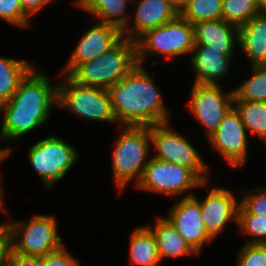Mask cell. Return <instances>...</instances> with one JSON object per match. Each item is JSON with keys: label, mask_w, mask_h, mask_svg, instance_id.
Here are the masks:
<instances>
[{"label": "cell", "mask_w": 266, "mask_h": 266, "mask_svg": "<svg viewBox=\"0 0 266 266\" xmlns=\"http://www.w3.org/2000/svg\"><path fill=\"white\" fill-rule=\"evenodd\" d=\"M234 50L209 49L204 45H194L190 57L192 69L195 71L196 84L218 85V79L227 76L231 68Z\"/></svg>", "instance_id": "obj_17"}, {"label": "cell", "mask_w": 266, "mask_h": 266, "mask_svg": "<svg viewBox=\"0 0 266 266\" xmlns=\"http://www.w3.org/2000/svg\"><path fill=\"white\" fill-rule=\"evenodd\" d=\"M257 3L261 7L262 10L266 11V0H257Z\"/></svg>", "instance_id": "obj_40"}, {"label": "cell", "mask_w": 266, "mask_h": 266, "mask_svg": "<svg viewBox=\"0 0 266 266\" xmlns=\"http://www.w3.org/2000/svg\"><path fill=\"white\" fill-rule=\"evenodd\" d=\"M223 0H190L179 15L192 25L222 19Z\"/></svg>", "instance_id": "obj_27"}, {"label": "cell", "mask_w": 266, "mask_h": 266, "mask_svg": "<svg viewBox=\"0 0 266 266\" xmlns=\"http://www.w3.org/2000/svg\"><path fill=\"white\" fill-rule=\"evenodd\" d=\"M262 11L257 0H223L222 20L239 28Z\"/></svg>", "instance_id": "obj_26"}, {"label": "cell", "mask_w": 266, "mask_h": 266, "mask_svg": "<svg viewBox=\"0 0 266 266\" xmlns=\"http://www.w3.org/2000/svg\"><path fill=\"white\" fill-rule=\"evenodd\" d=\"M1 181H2V177H1V174H0V210H2V211H6V208H5V206H4V199L2 198L3 197V187H2V185H1Z\"/></svg>", "instance_id": "obj_38"}, {"label": "cell", "mask_w": 266, "mask_h": 266, "mask_svg": "<svg viewBox=\"0 0 266 266\" xmlns=\"http://www.w3.org/2000/svg\"><path fill=\"white\" fill-rule=\"evenodd\" d=\"M129 0H76L75 5L95 16L102 23L118 28L121 32L130 23L126 16ZM129 20V21H128Z\"/></svg>", "instance_id": "obj_21"}, {"label": "cell", "mask_w": 266, "mask_h": 266, "mask_svg": "<svg viewBox=\"0 0 266 266\" xmlns=\"http://www.w3.org/2000/svg\"><path fill=\"white\" fill-rule=\"evenodd\" d=\"M199 255L203 245L213 240L204 228L200 203L193 197H182L165 217Z\"/></svg>", "instance_id": "obj_13"}, {"label": "cell", "mask_w": 266, "mask_h": 266, "mask_svg": "<svg viewBox=\"0 0 266 266\" xmlns=\"http://www.w3.org/2000/svg\"><path fill=\"white\" fill-rule=\"evenodd\" d=\"M167 1H169L174 6V8L180 13L190 0H167Z\"/></svg>", "instance_id": "obj_36"}, {"label": "cell", "mask_w": 266, "mask_h": 266, "mask_svg": "<svg viewBox=\"0 0 266 266\" xmlns=\"http://www.w3.org/2000/svg\"><path fill=\"white\" fill-rule=\"evenodd\" d=\"M237 224L240 233L255 237L248 244H266V216L251 214L239 204Z\"/></svg>", "instance_id": "obj_28"}, {"label": "cell", "mask_w": 266, "mask_h": 266, "mask_svg": "<svg viewBox=\"0 0 266 266\" xmlns=\"http://www.w3.org/2000/svg\"><path fill=\"white\" fill-rule=\"evenodd\" d=\"M12 149L8 146V147H4V148H0V162L3 161L4 159H7V157H9V155H11Z\"/></svg>", "instance_id": "obj_37"}, {"label": "cell", "mask_w": 266, "mask_h": 266, "mask_svg": "<svg viewBox=\"0 0 266 266\" xmlns=\"http://www.w3.org/2000/svg\"><path fill=\"white\" fill-rule=\"evenodd\" d=\"M147 227L155 237L161 261L164 258L198 255L166 218L158 217L155 226L151 228L147 225Z\"/></svg>", "instance_id": "obj_20"}, {"label": "cell", "mask_w": 266, "mask_h": 266, "mask_svg": "<svg viewBox=\"0 0 266 266\" xmlns=\"http://www.w3.org/2000/svg\"><path fill=\"white\" fill-rule=\"evenodd\" d=\"M10 231L7 222L0 223V266L7 265L10 250Z\"/></svg>", "instance_id": "obj_34"}, {"label": "cell", "mask_w": 266, "mask_h": 266, "mask_svg": "<svg viewBox=\"0 0 266 266\" xmlns=\"http://www.w3.org/2000/svg\"><path fill=\"white\" fill-rule=\"evenodd\" d=\"M0 19L13 26L30 27V17L24 12L19 0H0Z\"/></svg>", "instance_id": "obj_29"}, {"label": "cell", "mask_w": 266, "mask_h": 266, "mask_svg": "<svg viewBox=\"0 0 266 266\" xmlns=\"http://www.w3.org/2000/svg\"><path fill=\"white\" fill-rule=\"evenodd\" d=\"M7 224L10 247L14 252L43 257L64 245L62 238L58 236V223L52 215L37 214L27 221Z\"/></svg>", "instance_id": "obj_6"}, {"label": "cell", "mask_w": 266, "mask_h": 266, "mask_svg": "<svg viewBox=\"0 0 266 266\" xmlns=\"http://www.w3.org/2000/svg\"><path fill=\"white\" fill-rule=\"evenodd\" d=\"M137 61L144 65L147 56L176 57L190 54L194 47L193 25L178 15L160 27L145 31L136 40Z\"/></svg>", "instance_id": "obj_5"}, {"label": "cell", "mask_w": 266, "mask_h": 266, "mask_svg": "<svg viewBox=\"0 0 266 266\" xmlns=\"http://www.w3.org/2000/svg\"><path fill=\"white\" fill-rule=\"evenodd\" d=\"M247 132L238 112L232 106L224 115L217 130L208 137V141L230 167H239L246 162L249 143Z\"/></svg>", "instance_id": "obj_12"}, {"label": "cell", "mask_w": 266, "mask_h": 266, "mask_svg": "<svg viewBox=\"0 0 266 266\" xmlns=\"http://www.w3.org/2000/svg\"><path fill=\"white\" fill-rule=\"evenodd\" d=\"M233 107L246 130L258 136L266 145V103L233 100Z\"/></svg>", "instance_id": "obj_24"}, {"label": "cell", "mask_w": 266, "mask_h": 266, "mask_svg": "<svg viewBox=\"0 0 266 266\" xmlns=\"http://www.w3.org/2000/svg\"><path fill=\"white\" fill-rule=\"evenodd\" d=\"M239 42L242 52L256 65L264 56L266 50V11L254 16L239 28Z\"/></svg>", "instance_id": "obj_19"}, {"label": "cell", "mask_w": 266, "mask_h": 266, "mask_svg": "<svg viewBox=\"0 0 266 266\" xmlns=\"http://www.w3.org/2000/svg\"><path fill=\"white\" fill-rule=\"evenodd\" d=\"M112 158L113 181L118 193L135 180L142 178L148 164V152L151 146L150 126H122Z\"/></svg>", "instance_id": "obj_4"}, {"label": "cell", "mask_w": 266, "mask_h": 266, "mask_svg": "<svg viewBox=\"0 0 266 266\" xmlns=\"http://www.w3.org/2000/svg\"><path fill=\"white\" fill-rule=\"evenodd\" d=\"M237 259V266H266V244L246 243Z\"/></svg>", "instance_id": "obj_30"}, {"label": "cell", "mask_w": 266, "mask_h": 266, "mask_svg": "<svg viewBox=\"0 0 266 266\" xmlns=\"http://www.w3.org/2000/svg\"><path fill=\"white\" fill-rule=\"evenodd\" d=\"M57 105L88 121L117 122L108 89L80 85L68 75L58 85Z\"/></svg>", "instance_id": "obj_7"}, {"label": "cell", "mask_w": 266, "mask_h": 266, "mask_svg": "<svg viewBox=\"0 0 266 266\" xmlns=\"http://www.w3.org/2000/svg\"><path fill=\"white\" fill-rule=\"evenodd\" d=\"M192 196L200 203L204 228L212 239L217 237L231 220L237 224L239 202L232 191L212 188L202 202L194 194Z\"/></svg>", "instance_id": "obj_15"}, {"label": "cell", "mask_w": 266, "mask_h": 266, "mask_svg": "<svg viewBox=\"0 0 266 266\" xmlns=\"http://www.w3.org/2000/svg\"><path fill=\"white\" fill-rule=\"evenodd\" d=\"M33 67L26 60L0 57V105L9 101L19 82Z\"/></svg>", "instance_id": "obj_23"}, {"label": "cell", "mask_w": 266, "mask_h": 266, "mask_svg": "<svg viewBox=\"0 0 266 266\" xmlns=\"http://www.w3.org/2000/svg\"><path fill=\"white\" fill-rule=\"evenodd\" d=\"M108 91L121 126H152L170 121L162 95L142 65L138 64Z\"/></svg>", "instance_id": "obj_2"}, {"label": "cell", "mask_w": 266, "mask_h": 266, "mask_svg": "<svg viewBox=\"0 0 266 266\" xmlns=\"http://www.w3.org/2000/svg\"><path fill=\"white\" fill-rule=\"evenodd\" d=\"M6 266H42V257L23 255L10 248Z\"/></svg>", "instance_id": "obj_33"}, {"label": "cell", "mask_w": 266, "mask_h": 266, "mask_svg": "<svg viewBox=\"0 0 266 266\" xmlns=\"http://www.w3.org/2000/svg\"><path fill=\"white\" fill-rule=\"evenodd\" d=\"M122 38V32L109 24L99 22L87 30L78 41L74 51L63 68L64 75H70L80 64L98 58Z\"/></svg>", "instance_id": "obj_14"}, {"label": "cell", "mask_w": 266, "mask_h": 266, "mask_svg": "<svg viewBox=\"0 0 266 266\" xmlns=\"http://www.w3.org/2000/svg\"><path fill=\"white\" fill-rule=\"evenodd\" d=\"M206 183L186 167L150 157L142 178L135 187L171 197H177L186 192L187 195H184L186 198L194 194L188 191L204 186Z\"/></svg>", "instance_id": "obj_8"}, {"label": "cell", "mask_w": 266, "mask_h": 266, "mask_svg": "<svg viewBox=\"0 0 266 266\" xmlns=\"http://www.w3.org/2000/svg\"><path fill=\"white\" fill-rule=\"evenodd\" d=\"M169 126V122L150 126L151 146L156 149L152 157L186 167L207 182L209 169L197 149L183 134L170 130Z\"/></svg>", "instance_id": "obj_10"}, {"label": "cell", "mask_w": 266, "mask_h": 266, "mask_svg": "<svg viewBox=\"0 0 266 266\" xmlns=\"http://www.w3.org/2000/svg\"><path fill=\"white\" fill-rule=\"evenodd\" d=\"M194 45H204L215 50H235L239 42V29L222 19L201 21L193 24Z\"/></svg>", "instance_id": "obj_18"}, {"label": "cell", "mask_w": 266, "mask_h": 266, "mask_svg": "<svg viewBox=\"0 0 266 266\" xmlns=\"http://www.w3.org/2000/svg\"><path fill=\"white\" fill-rule=\"evenodd\" d=\"M132 23L122 31V37L135 41L145 31L175 19L179 12L167 0H139ZM133 24V27L131 29Z\"/></svg>", "instance_id": "obj_16"}, {"label": "cell", "mask_w": 266, "mask_h": 266, "mask_svg": "<svg viewBox=\"0 0 266 266\" xmlns=\"http://www.w3.org/2000/svg\"><path fill=\"white\" fill-rule=\"evenodd\" d=\"M36 70L33 67L9 101L0 105V113L4 112L0 140L12 143L41 127L49 120L52 107L57 105L58 84L54 85L46 74Z\"/></svg>", "instance_id": "obj_1"}, {"label": "cell", "mask_w": 266, "mask_h": 266, "mask_svg": "<svg viewBox=\"0 0 266 266\" xmlns=\"http://www.w3.org/2000/svg\"><path fill=\"white\" fill-rule=\"evenodd\" d=\"M243 193H246V197L244 196L239 204L251 214L266 216V188L243 191Z\"/></svg>", "instance_id": "obj_31"}, {"label": "cell", "mask_w": 266, "mask_h": 266, "mask_svg": "<svg viewBox=\"0 0 266 266\" xmlns=\"http://www.w3.org/2000/svg\"><path fill=\"white\" fill-rule=\"evenodd\" d=\"M233 90L222 91L221 86L193 83L188 110L205 128L207 137L213 134L224 115L233 106Z\"/></svg>", "instance_id": "obj_11"}, {"label": "cell", "mask_w": 266, "mask_h": 266, "mask_svg": "<svg viewBox=\"0 0 266 266\" xmlns=\"http://www.w3.org/2000/svg\"><path fill=\"white\" fill-rule=\"evenodd\" d=\"M256 65L266 69V50H265L263 58Z\"/></svg>", "instance_id": "obj_39"}, {"label": "cell", "mask_w": 266, "mask_h": 266, "mask_svg": "<svg viewBox=\"0 0 266 266\" xmlns=\"http://www.w3.org/2000/svg\"><path fill=\"white\" fill-rule=\"evenodd\" d=\"M29 163L47 189L60 181L78 160V152L61 138L49 136L32 145L27 152Z\"/></svg>", "instance_id": "obj_9"}, {"label": "cell", "mask_w": 266, "mask_h": 266, "mask_svg": "<svg viewBox=\"0 0 266 266\" xmlns=\"http://www.w3.org/2000/svg\"><path fill=\"white\" fill-rule=\"evenodd\" d=\"M252 75L233 89L234 99L266 103V69L252 65Z\"/></svg>", "instance_id": "obj_25"}, {"label": "cell", "mask_w": 266, "mask_h": 266, "mask_svg": "<svg viewBox=\"0 0 266 266\" xmlns=\"http://www.w3.org/2000/svg\"><path fill=\"white\" fill-rule=\"evenodd\" d=\"M129 245L131 264L157 266L161 262L155 237L147 226H140L133 231Z\"/></svg>", "instance_id": "obj_22"}, {"label": "cell", "mask_w": 266, "mask_h": 266, "mask_svg": "<svg viewBox=\"0 0 266 266\" xmlns=\"http://www.w3.org/2000/svg\"><path fill=\"white\" fill-rule=\"evenodd\" d=\"M21 7L23 8L24 12L29 16L32 17L36 12H40V10L45 8L48 4L52 3L53 0H19Z\"/></svg>", "instance_id": "obj_35"}, {"label": "cell", "mask_w": 266, "mask_h": 266, "mask_svg": "<svg viewBox=\"0 0 266 266\" xmlns=\"http://www.w3.org/2000/svg\"><path fill=\"white\" fill-rule=\"evenodd\" d=\"M42 266H79V261L63 245L42 257Z\"/></svg>", "instance_id": "obj_32"}, {"label": "cell", "mask_w": 266, "mask_h": 266, "mask_svg": "<svg viewBox=\"0 0 266 266\" xmlns=\"http://www.w3.org/2000/svg\"><path fill=\"white\" fill-rule=\"evenodd\" d=\"M137 65L135 41L122 37L106 53L80 64L69 77L83 86L110 89Z\"/></svg>", "instance_id": "obj_3"}]
</instances>
